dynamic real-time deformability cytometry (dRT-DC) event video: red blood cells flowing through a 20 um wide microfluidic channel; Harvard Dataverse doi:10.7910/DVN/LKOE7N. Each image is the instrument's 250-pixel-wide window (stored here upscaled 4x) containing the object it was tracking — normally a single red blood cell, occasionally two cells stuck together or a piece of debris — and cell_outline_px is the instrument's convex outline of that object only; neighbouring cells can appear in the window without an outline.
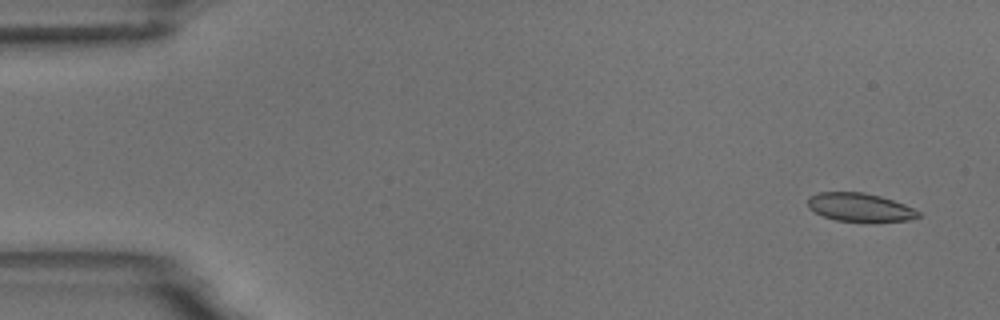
{"species": "common noctule bat (a hibernating species)", "species_latin": "Nyctalus noctula", "temperature_condition": "room temperature", "stored_images_in_passage": 6, "camera_frame_rate_fps": 3000, "um_per_image_px": 0.085, "animal": {"sex": "male", "body_mass_g": 18.8}, "frame": {"image": 1, "passage_image": 1, "time_ms": 0.0, "image_size_px": [1000, 320], "cell_outline_px": [[920, 216], [908, 220], [872, 224], [868, 224], [836, 220], [824, 216], [808, 208], [808, 196], [816, 192], [864, 192], [880, 196], [904, 204], [920, 212]], "centroid_in_image_um": [73.09, 17.65], "position_along_channel_um": 11.9, "area_um2": 18.9}}
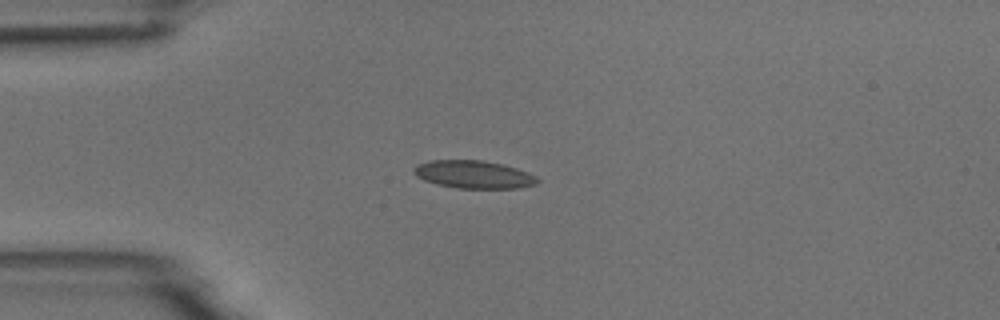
{"frame": {"image": 2, "passage_image": 4, "time_ms": 3.667, "image_size_px": [1000, 320], "cell_outline_px": [[540, 180], [536, 184], [520, 188], [456, 188], [436, 184], [424, 180], [416, 176], [412, 172], [412, 168], [416, 164], [428, 160], [480, 160], [500, 164], [516, 168], [528, 172], [536, 176]], "centroid_in_image_um": [40.22, 14.83], "position_along_channel_um": 44.8, "area_um2": 20.17}}
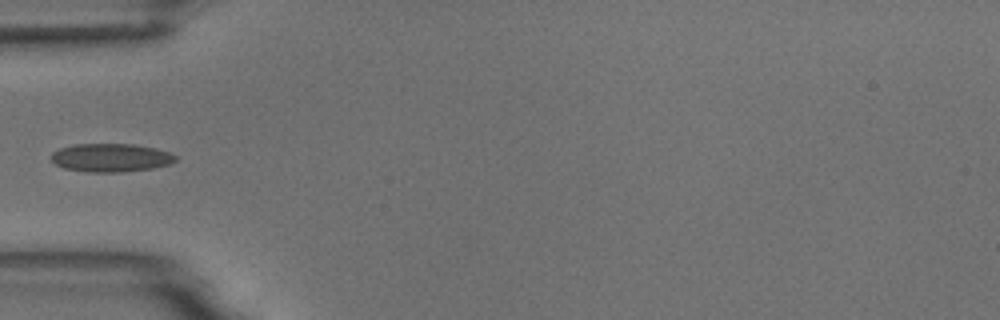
{"frame": {"image": 3, "passage_image": 5, "time_ms": 5.0, "image_size_px": [1000, 320], "cell_outline_px": [[176, 160], [168, 164], [152, 168], [120, 172], [88, 172], [64, 168], [56, 164], [52, 160], [52, 152], [60, 148], [76, 144], [132, 144], [156, 148], [168, 152], [176, 156]], "centroid_in_image_um": [9.41, 13.4], "position_along_channel_um": 75.6, "area_um2": 20.35}}